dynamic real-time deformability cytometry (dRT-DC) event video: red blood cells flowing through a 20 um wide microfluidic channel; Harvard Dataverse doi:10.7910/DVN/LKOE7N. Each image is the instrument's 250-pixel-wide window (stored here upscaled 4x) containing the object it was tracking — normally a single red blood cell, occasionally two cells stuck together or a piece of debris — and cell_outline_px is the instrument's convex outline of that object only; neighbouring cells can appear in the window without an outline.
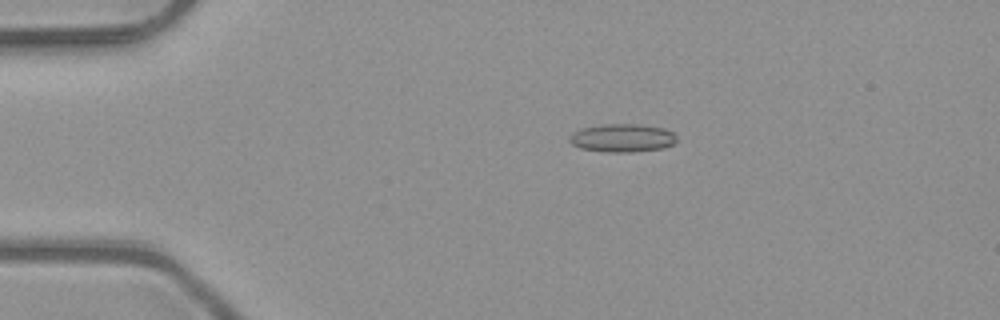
{"species": "common noctule bat (a hibernating species)", "species_latin": "Nyctalus noctula", "temperature_condition": "room temperature", "stored_images_in_passage": 4, "camera_frame_rate_fps": 3000, "um_per_image_px": 0.085, "animal": {"sex": "male", "body_mass_g": 23.1, "forearm_length_mm": 52.7}, "frame": {"image": 1, "passage_image": 2, "time_ms": 0.333, "image_size_px": [1000, 320], "cell_outline_px": [[676, 140], [672, 144], [664, 148], [632, 152], [608, 152], [580, 148], [572, 144], [568, 140], [568, 136], [572, 132], [580, 128], [604, 124], [640, 124], [664, 128], [672, 132], [676, 136]], "centroid_in_image_um": [52.86, 11.72], "position_along_channel_um": 32.1, "area_um2": 17.74}}
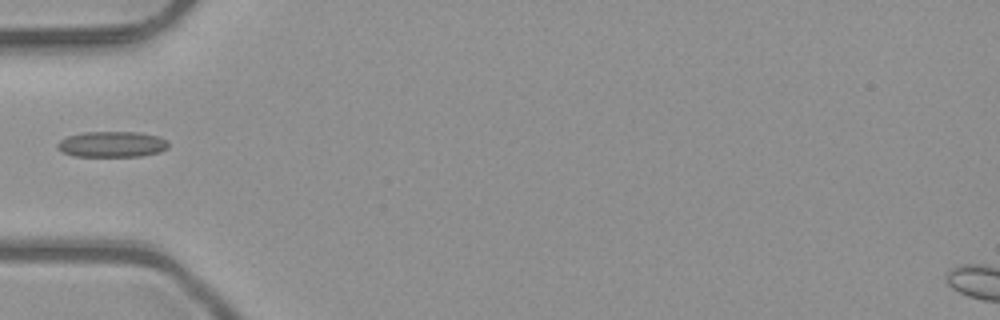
{"frame": {"image": 2, "passage_image": 4, "time_ms": 1.0, "image_size_px": [1000, 320], "cell_outline_px": [[168, 148], [160, 152], [140, 156], [76, 156], [64, 152], [56, 148], [56, 144], [60, 140], [68, 136], [84, 132], [140, 132], [160, 136], [168, 140]], "centroid_in_image_um": [9.56, 12.25], "position_along_channel_um": 75.4, "area_um2": 16.76}}